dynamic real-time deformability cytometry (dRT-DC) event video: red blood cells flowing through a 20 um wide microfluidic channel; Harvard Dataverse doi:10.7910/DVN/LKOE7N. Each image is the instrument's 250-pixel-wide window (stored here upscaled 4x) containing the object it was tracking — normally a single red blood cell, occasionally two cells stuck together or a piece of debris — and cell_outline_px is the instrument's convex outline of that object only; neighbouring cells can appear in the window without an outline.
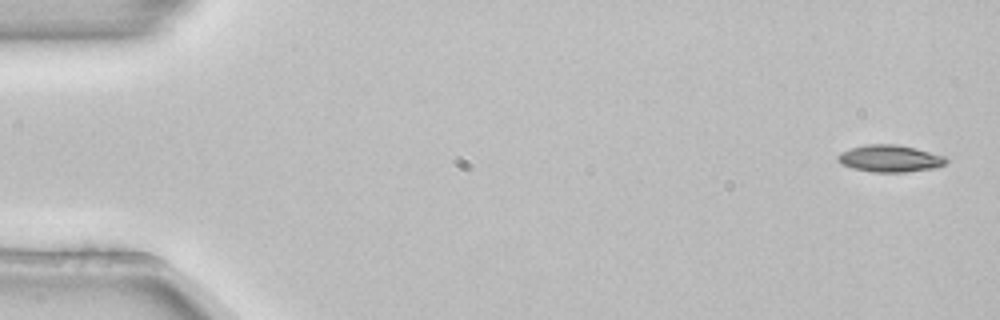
{"species": "common noctule bat (a hibernating species)", "species_latin": "Nyctalus noctula", "temperature_condition": "room temperature", "stored_images_in_passage": 4, "camera_frame_rate_fps": 3000, "um_per_image_px": 0.085, "animal": {"sex": "female", "body_mass_g": 22.7, "forearm_length_mm": 54.2}, "frame": {"image": 1, "passage_image": 1, "time_ms": 0.0, "image_size_px": [1000, 320], "cell_outline_px": [[948, 160], [944, 164], [936, 168], [908, 172], [872, 172], [852, 168], [840, 164], [836, 160], [836, 156], [840, 152], [852, 148], [868, 144], [896, 144], [916, 148], [944, 156]], "centroid_in_image_um": [75.62, 13.48], "position_along_channel_um": 9.4, "area_um2": 17.17}}
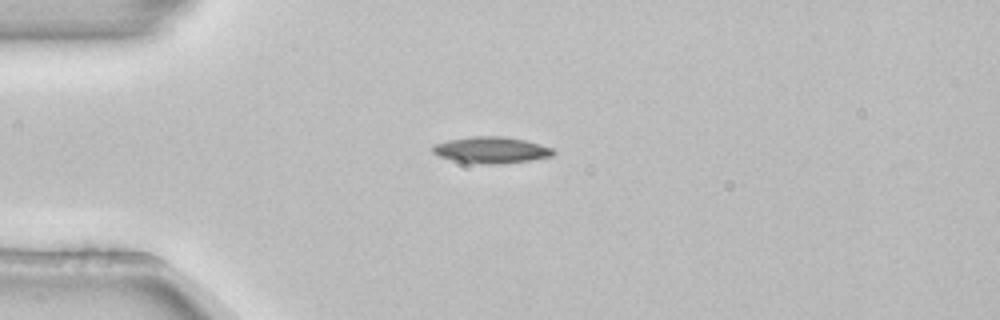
{"frame": {"image": 2, "passage_image": 3, "time_ms": 0.667, "image_size_px": [1000, 320], "cell_outline_px": [[556, 152], [552, 156], [532, 160], [504, 164], [484, 164], [456, 160], [440, 156], [432, 152], [432, 144], [448, 140], [472, 136], [504, 136], [524, 140], [540, 144], [552, 148]], "centroid_in_image_um": [41.78, 12.74], "position_along_channel_um": 43.2, "area_um2": 18.55}}